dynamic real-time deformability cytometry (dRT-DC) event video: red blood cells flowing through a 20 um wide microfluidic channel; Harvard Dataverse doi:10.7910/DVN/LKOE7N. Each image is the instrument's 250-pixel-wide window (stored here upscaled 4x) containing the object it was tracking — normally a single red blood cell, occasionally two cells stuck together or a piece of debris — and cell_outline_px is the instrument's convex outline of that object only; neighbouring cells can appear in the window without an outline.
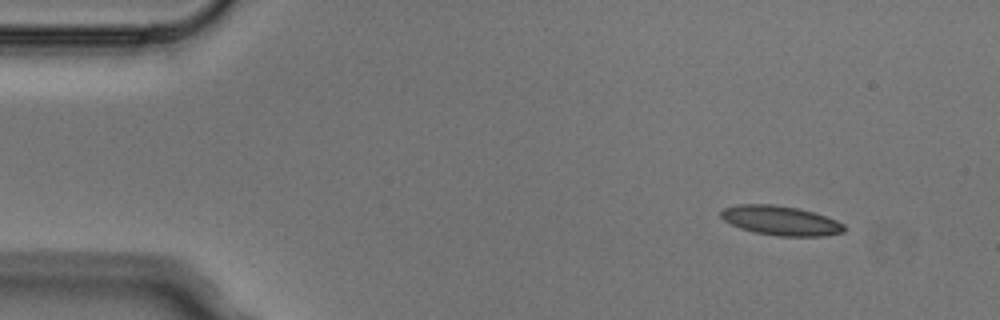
{"species": "Egyptian fruit bat (a non-hibernating species)", "species_latin": "Rousettus aegyptiacus", "temperature_condition": "cold", "stored_images_in_passage": 4, "camera_frame_rate_fps": 3000, "um_per_image_px": 0.085, "animal": {"sex": "male"}, "frame": {"image": 1, "passage_image": 1, "time_ms": 0.0, "image_size_px": [1000, 320], "cell_outline_px": [[844, 232], [824, 236], [776, 236], [756, 232], [740, 228], [724, 220], [720, 216], [720, 212], [724, 208], [736, 204], [772, 204], [796, 208], [812, 212], [836, 220], [844, 224]], "centroid_in_image_um": [66.34, 18.75], "position_along_channel_um": 18.7, "area_um2": 20.98}}
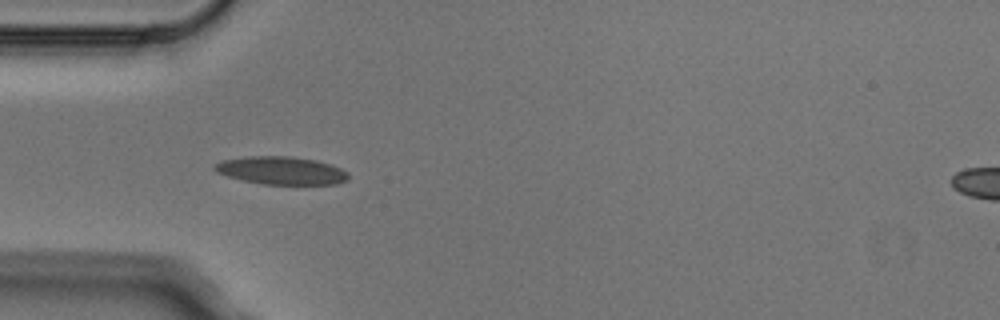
{"frame": {"image": 2, "passage_image": 4, "time_ms": 1.0, "image_size_px": [1000, 320], "cell_outline_px": [[348, 180], [336, 184], [264, 184], [244, 180], [228, 176], [216, 172], [212, 168], [212, 164], [224, 160], [248, 156], [288, 156], [316, 160], [332, 164], [348, 172]], "centroid_in_image_um": [23.91, 14.49], "position_along_channel_um": 61.1, "area_um2": 21.73}}